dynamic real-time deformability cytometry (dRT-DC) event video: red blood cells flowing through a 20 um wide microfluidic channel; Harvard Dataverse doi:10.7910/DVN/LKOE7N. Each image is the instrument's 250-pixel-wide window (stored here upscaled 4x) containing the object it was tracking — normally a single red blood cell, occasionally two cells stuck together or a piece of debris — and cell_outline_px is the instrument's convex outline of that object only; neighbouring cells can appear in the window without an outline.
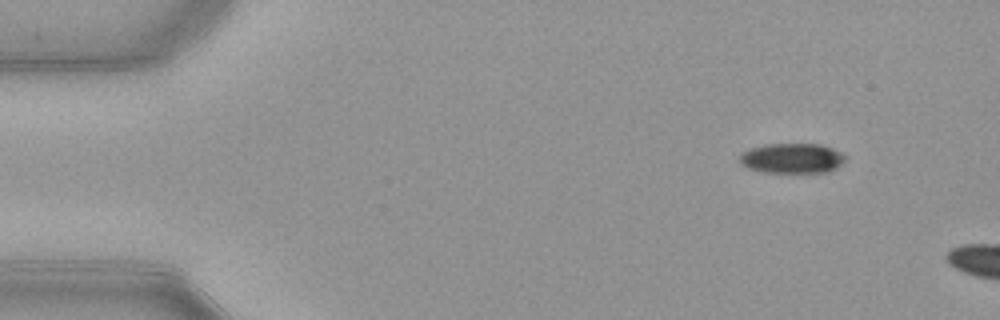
{"species": "common noctule bat (a hibernating species)", "species_latin": "Nyctalus noctula", "temperature_condition": "warm", "stored_images_in_passage": 5, "camera_frame_rate_fps": 3000, "um_per_image_px": 0.085, "animal": {"sex": "female", "body_mass_g": 21.9}, "frame": {"image": 1, "passage_image": 1, "time_ms": 0.0, "image_size_px": [1000, 320], "cell_outline_px": [[848, 156], [836, 168], [828, 172], [764, 172], [748, 168], [740, 164], [740, 156], [744, 152], [752, 148], [764, 144], [820, 144], [832, 148]], "centroid_in_image_um": [67.34, 13.45], "position_along_channel_um": 17.7, "area_um2": 18.38}}